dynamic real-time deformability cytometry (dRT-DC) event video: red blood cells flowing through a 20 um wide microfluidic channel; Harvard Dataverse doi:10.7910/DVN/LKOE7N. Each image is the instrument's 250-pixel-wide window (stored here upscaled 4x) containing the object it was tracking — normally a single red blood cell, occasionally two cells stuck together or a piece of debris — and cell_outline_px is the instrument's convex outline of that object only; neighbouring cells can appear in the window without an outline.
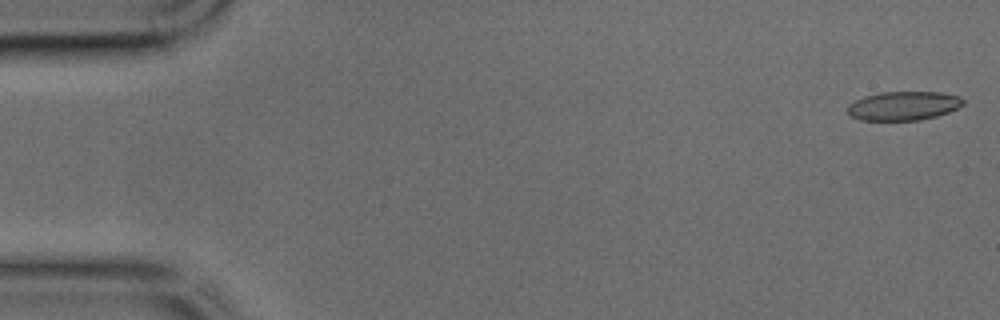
{"species": "common noctule bat (a hibernating species)", "species_latin": "Nyctalus noctula", "temperature_condition": "cold", "stored_images_in_passage": 45, "camera_frame_rate_fps": 3000, "um_per_image_px": 0.085, "animal": {"sex": "male", "body_mass_g": 17.9, "forearm_length_mm": 54.2}, "frame": {"image": 1, "passage_image": 1, "time_ms": 0.0, "image_size_px": [1000, 320], "cell_outline_px": [[964, 104], [948, 112], [936, 116], [920, 120], [860, 120], [852, 116], [848, 112], [848, 104], [864, 96], [880, 92], [940, 92], [960, 96], [964, 100]], "centroid_in_image_um": [76.8, 8.99], "position_along_channel_um": 8.2, "area_um2": 19.42}}
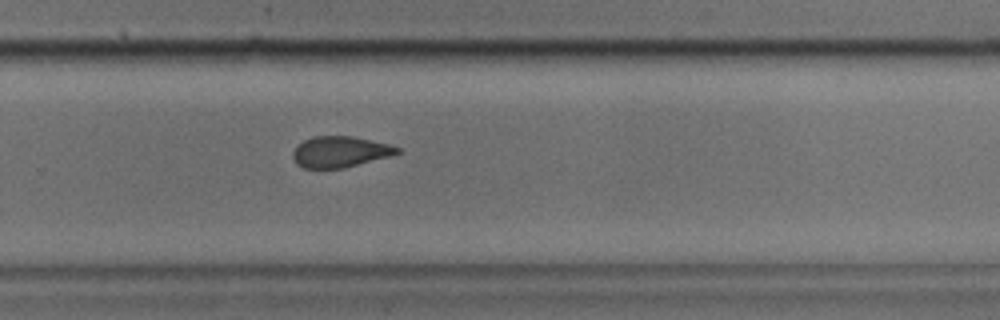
{"frame": {"image": 2, "passage_image": 29, "time_ms": 9.333, "image_size_px": [1000, 320], "cell_outline_px": [[400, 152], [388, 156], [344, 168], [304, 168], [296, 164], [292, 156], [292, 152], [304, 140], [316, 136], [352, 136], [392, 144], [400, 148]], "centroid_in_image_um": [28.91, 12.9], "position_along_channel_um": 300.9, "area_um2": 18.73}}
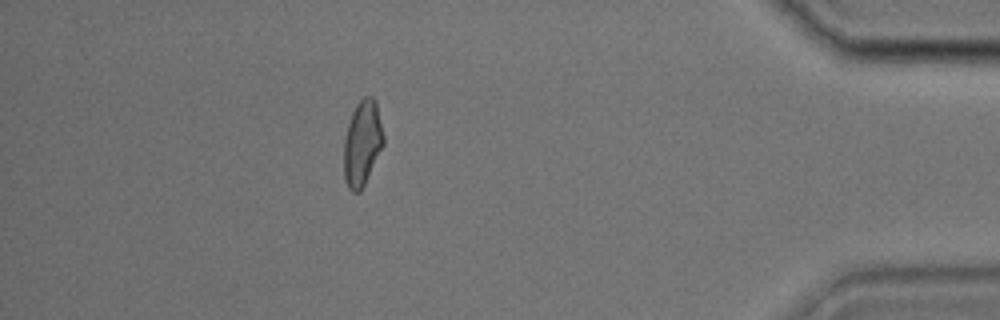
{"frame": {"image": 3, "passage_image": 39, "time_ms": 12.667, "image_size_px": [1000, 320], "cell_outline_px": [[384, 144], [360, 192], [352, 192], [348, 188], [344, 180], [344, 140], [348, 124], [352, 112], [356, 104], [364, 96], [372, 96], [376, 100], [384, 136]], "centroid_in_image_um": [30.79, 12.15], "position_along_channel_um": 404.4, "area_um2": 19.71}}